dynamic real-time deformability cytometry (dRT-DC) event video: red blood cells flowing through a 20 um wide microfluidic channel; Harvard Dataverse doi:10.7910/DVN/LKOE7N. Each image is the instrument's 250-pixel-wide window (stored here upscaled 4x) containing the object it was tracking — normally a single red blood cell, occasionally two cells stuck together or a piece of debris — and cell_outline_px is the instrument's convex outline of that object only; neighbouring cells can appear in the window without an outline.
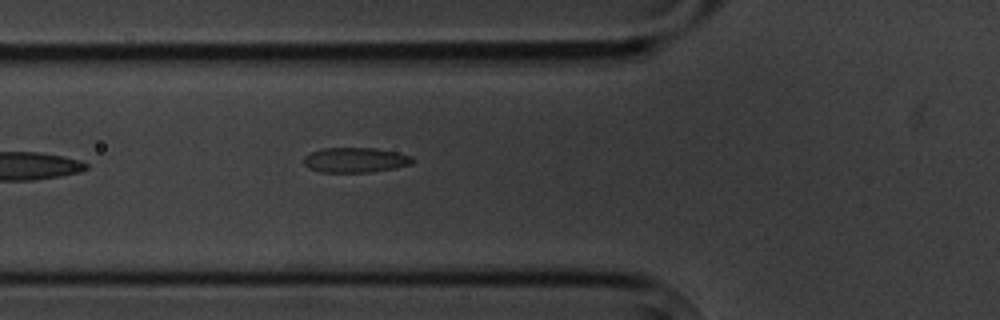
{"species": "common noctule bat (a hibernating species)", "species_latin": "Nyctalus noctula", "temperature_condition": "cold", "stored_images_in_passage": 6, "camera_frame_rate_fps": 3000, "um_per_image_px": 0.085, "animal": {"sex": "male", "body_mass_g": 20.1, "forearm_length_mm": 53.5}, "frame": {"image": 1, "passage_image": 6, "time_ms": 6.0, "image_size_px": [1000, 320], "cell_outline_px": [[412, 164], [372, 172], [320, 172], [308, 168], [304, 164], [304, 156], [312, 152], [324, 148], [376, 148], [396, 152], [412, 156]], "centroid_in_image_um": [30.18, 13.6], "position_along_channel_um": 95.6, "area_um2": 15.72}}